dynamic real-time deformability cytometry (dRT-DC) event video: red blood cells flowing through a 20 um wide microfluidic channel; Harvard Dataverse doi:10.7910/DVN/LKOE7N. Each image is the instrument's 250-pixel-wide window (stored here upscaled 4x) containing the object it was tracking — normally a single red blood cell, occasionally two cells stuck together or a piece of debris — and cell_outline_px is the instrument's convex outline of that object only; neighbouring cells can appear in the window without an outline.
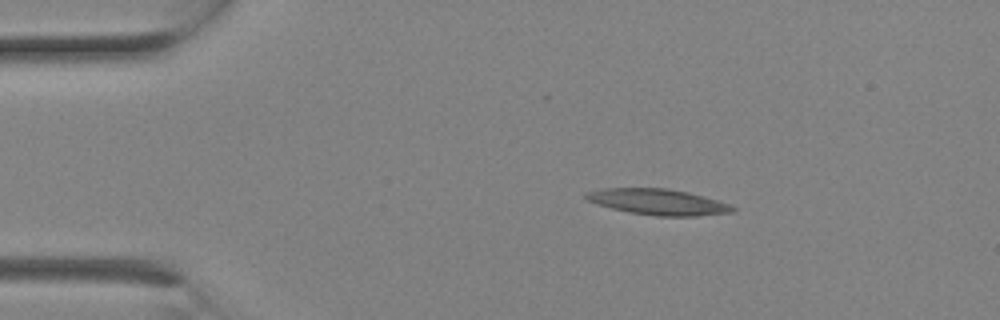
{"species": "Egyptian fruit bat (a non-hibernating species)", "species_latin": "Rousettus aegyptiacus", "temperature_condition": "room temperature", "stored_images_in_passage": 1, "camera_frame_rate_fps": 3000, "um_per_image_px": 0.085, "animal": {"sex": "female"}, "frame": {"image": 1, "passage_image": 1, "time_ms": 0.0, "image_size_px": [1000, 320], "cell_outline_px": [[736, 212], [696, 216], [656, 216], [628, 212], [596, 204], [588, 200], [584, 196], [584, 192], [604, 188], [668, 188], [688, 192], [704, 196], [728, 204], [736, 208]], "centroid_in_image_um": [55.92, 17.16], "position_along_channel_um": 29.1, "area_um2": 22.2}}